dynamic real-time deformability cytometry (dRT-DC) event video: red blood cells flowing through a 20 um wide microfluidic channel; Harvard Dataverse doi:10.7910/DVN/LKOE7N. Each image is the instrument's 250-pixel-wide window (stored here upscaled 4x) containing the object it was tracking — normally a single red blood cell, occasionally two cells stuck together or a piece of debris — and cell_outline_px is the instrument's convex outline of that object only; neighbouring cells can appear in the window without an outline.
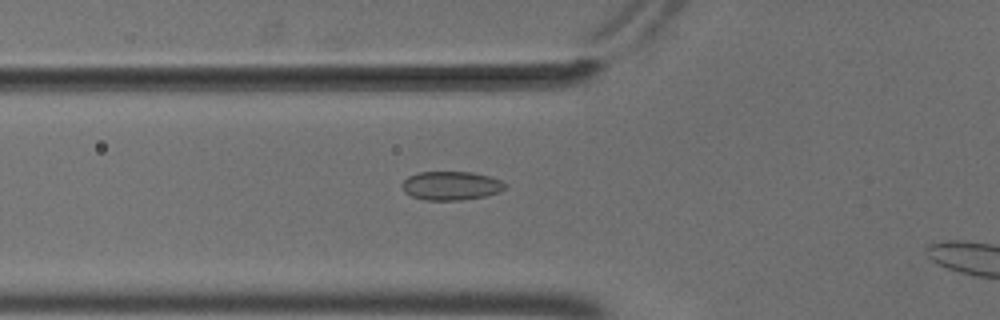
{"species": "common noctule bat (a hibernating species)", "species_latin": "Nyctalus noctula", "temperature_condition": "cold", "stored_images_in_passage": 41, "camera_frame_rate_fps": 3000, "um_per_image_px": 0.085, "animal": {"sex": "male", "body_mass_g": 18.8}, "frame": {"image": 1, "passage_image": 12, "time_ms": 3.667, "image_size_px": [1000, 320], "cell_outline_px": [[508, 184], [500, 192], [484, 196], [464, 200], [424, 200], [412, 196], [404, 192], [400, 184], [408, 176], [416, 172], [472, 172], [504, 180]], "centroid_in_image_um": [38.34, 15.78], "position_along_channel_um": 87.5, "area_um2": 17.51}}
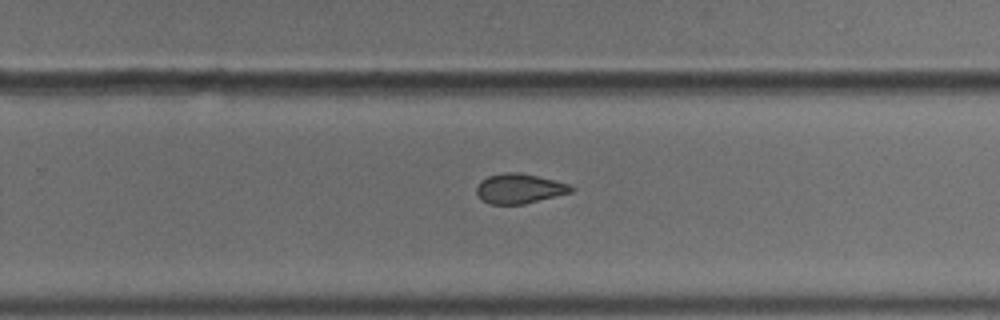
{"frame": {"image": 2, "passage_image": 28, "time_ms": 9.0, "image_size_px": [1000, 320], "cell_outline_px": [[576, 188], [572, 192], [524, 204], [488, 204], [476, 192], [476, 188], [480, 180], [488, 176], [504, 172], [520, 172], [568, 184]], "centroid_in_image_um": [44.13, 16.03], "position_along_channel_um": 285.7, "area_um2": 16.3}}
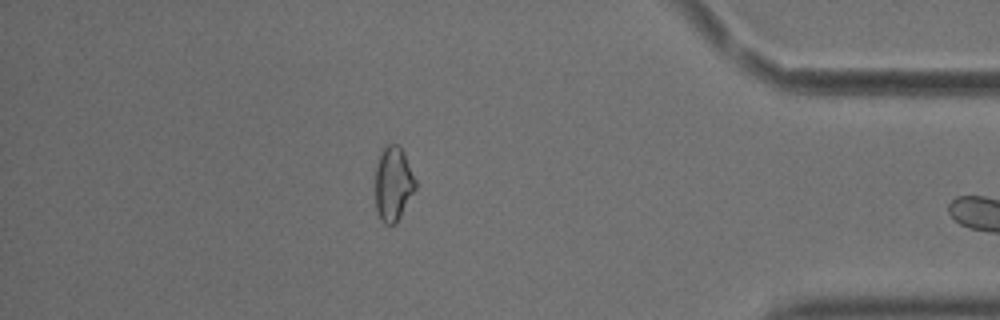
{"frame": {"image": 3, "passage_image": 40, "time_ms": 13.0, "image_size_px": [1000, 320], "cell_outline_px": [[416, 188], [396, 224], [384, 224], [380, 220], [376, 212], [376, 164], [384, 148], [388, 144], [400, 144], [404, 152], [416, 180]], "centroid_in_image_um": [33.43, 15.63], "position_along_channel_um": 401.8, "area_um2": 17.46}}